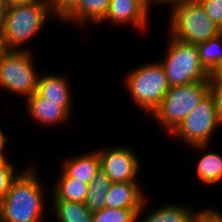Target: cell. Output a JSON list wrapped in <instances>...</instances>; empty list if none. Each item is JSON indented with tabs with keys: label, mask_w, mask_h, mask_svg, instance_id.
<instances>
[{
	"label": "cell",
	"mask_w": 222,
	"mask_h": 222,
	"mask_svg": "<svg viewBox=\"0 0 222 222\" xmlns=\"http://www.w3.org/2000/svg\"><path fill=\"white\" fill-rule=\"evenodd\" d=\"M209 92L210 79L170 87L149 118L157 122L163 133L167 132L169 136Z\"/></svg>",
	"instance_id": "obj_4"
},
{
	"label": "cell",
	"mask_w": 222,
	"mask_h": 222,
	"mask_svg": "<svg viewBox=\"0 0 222 222\" xmlns=\"http://www.w3.org/2000/svg\"><path fill=\"white\" fill-rule=\"evenodd\" d=\"M110 0H79L78 4L60 21L75 24L79 28L85 29V26H99L104 20Z\"/></svg>",
	"instance_id": "obj_15"
},
{
	"label": "cell",
	"mask_w": 222,
	"mask_h": 222,
	"mask_svg": "<svg viewBox=\"0 0 222 222\" xmlns=\"http://www.w3.org/2000/svg\"><path fill=\"white\" fill-rule=\"evenodd\" d=\"M210 91L216 101L219 119L222 123V83H210Z\"/></svg>",
	"instance_id": "obj_27"
},
{
	"label": "cell",
	"mask_w": 222,
	"mask_h": 222,
	"mask_svg": "<svg viewBox=\"0 0 222 222\" xmlns=\"http://www.w3.org/2000/svg\"><path fill=\"white\" fill-rule=\"evenodd\" d=\"M48 18L56 19L51 10L50 0H40L9 8L2 32L6 49L29 50L28 47H24V44L40 34L43 26L50 20Z\"/></svg>",
	"instance_id": "obj_2"
},
{
	"label": "cell",
	"mask_w": 222,
	"mask_h": 222,
	"mask_svg": "<svg viewBox=\"0 0 222 222\" xmlns=\"http://www.w3.org/2000/svg\"><path fill=\"white\" fill-rule=\"evenodd\" d=\"M210 83H222V63L210 74Z\"/></svg>",
	"instance_id": "obj_29"
},
{
	"label": "cell",
	"mask_w": 222,
	"mask_h": 222,
	"mask_svg": "<svg viewBox=\"0 0 222 222\" xmlns=\"http://www.w3.org/2000/svg\"><path fill=\"white\" fill-rule=\"evenodd\" d=\"M26 117L32 119L44 128L56 127L70 120L71 115L61 107V102L46 101L45 98L34 92L26 100ZM46 126V127H45Z\"/></svg>",
	"instance_id": "obj_12"
},
{
	"label": "cell",
	"mask_w": 222,
	"mask_h": 222,
	"mask_svg": "<svg viewBox=\"0 0 222 222\" xmlns=\"http://www.w3.org/2000/svg\"><path fill=\"white\" fill-rule=\"evenodd\" d=\"M207 16L222 29V0H198Z\"/></svg>",
	"instance_id": "obj_24"
},
{
	"label": "cell",
	"mask_w": 222,
	"mask_h": 222,
	"mask_svg": "<svg viewBox=\"0 0 222 222\" xmlns=\"http://www.w3.org/2000/svg\"><path fill=\"white\" fill-rule=\"evenodd\" d=\"M67 159V160H66ZM61 169L72 178L89 184L100 169L97 150L69 156L62 160Z\"/></svg>",
	"instance_id": "obj_16"
},
{
	"label": "cell",
	"mask_w": 222,
	"mask_h": 222,
	"mask_svg": "<svg viewBox=\"0 0 222 222\" xmlns=\"http://www.w3.org/2000/svg\"><path fill=\"white\" fill-rule=\"evenodd\" d=\"M8 141H9V139L6 136L4 130H2L0 128V155H6L7 154L4 151L7 150L6 149V147H7L6 145L8 144Z\"/></svg>",
	"instance_id": "obj_31"
},
{
	"label": "cell",
	"mask_w": 222,
	"mask_h": 222,
	"mask_svg": "<svg viewBox=\"0 0 222 222\" xmlns=\"http://www.w3.org/2000/svg\"><path fill=\"white\" fill-rule=\"evenodd\" d=\"M167 43L165 58L159 61L171 87L210 79V73L201 64L196 45L176 40L170 35Z\"/></svg>",
	"instance_id": "obj_6"
},
{
	"label": "cell",
	"mask_w": 222,
	"mask_h": 222,
	"mask_svg": "<svg viewBox=\"0 0 222 222\" xmlns=\"http://www.w3.org/2000/svg\"><path fill=\"white\" fill-rule=\"evenodd\" d=\"M197 222H222V212L216 208H202Z\"/></svg>",
	"instance_id": "obj_26"
},
{
	"label": "cell",
	"mask_w": 222,
	"mask_h": 222,
	"mask_svg": "<svg viewBox=\"0 0 222 222\" xmlns=\"http://www.w3.org/2000/svg\"><path fill=\"white\" fill-rule=\"evenodd\" d=\"M7 51L5 44H4V39L2 37V34H0V58L3 56V54Z\"/></svg>",
	"instance_id": "obj_33"
},
{
	"label": "cell",
	"mask_w": 222,
	"mask_h": 222,
	"mask_svg": "<svg viewBox=\"0 0 222 222\" xmlns=\"http://www.w3.org/2000/svg\"><path fill=\"white\" fill-rule=\"evenodd\" d=\"M139 209L108 208L93 213V222H137Z\"/></svg>",
	"instance_id": "obj_22"
},
{
	"label": "cell",
	"mask_w": 222,
	"mask_h": 222,
	"mask_svg": "<svg viewBox=\"0 0 222 222\" xmlns=\"http://www.w3.org/2000/svg\"><path fill=\"white\" fill-rule=\"evenodd\" d=\"M148 197L143 201L141 208L137 214V222H197L200 209L195 210L192 206L182 203L167 202L163 205L153 206L154 208L148 209ZM157 207V208H155ZM144 209L147 211L144 212ZM145 213V214H143ZM143 215V218H142Z\"/></svg>",
	"instance_id": "obj_11"
},
{
	"label": "cell",
	"mask_w": 222,
	"mask_h": 222,
	"mask_svg": "<svg viewBox=\"0 0 222 222\" xmlns=\"http://www.w3.org/2000/svg\"><path fill=\"white\" fill-rule=\"evenodd\" d=\"M220 126L216 101L210 91L169 135L188 147L212 144L211 139Z\"/></svg>",
	"instance_id": "obj_8"
},
{
	"label": "cell",
	"mask_w": 222,
	"mask_h": 222,
	"mask_svg": "<svg viewBox=\"0 0 222 222\" xmlns=\"http://www.w3.org/2000/svg\"><path fill=\"white\" fill-rule=\"evenodd\" d=\"M33 51L7 50L0 58V88L27 99L37 89L39 71L34 67Z\"/></svg>",
	"instance_id": "obj_7"
},
{
	"label": "cell",
	"mask_w": 222,
	"mask_h": 222,
	"mask_svg": "<svg viewBox=\"0 0 222 222\" xmlns=\"http://www.w3.org/2000/svg\"><path fill=\"white\" fill-rule=\"evenodd\" d=\"M140 183L112 182L106 194L105 207L114 209H140L146 196H148Z\"/></svg>",
	"instance_id": "obj_14"
},
{
	"label": "cell",
	"mask_w": 222,
	"mask_h": 222,
	"mask_svg": "<svg viewBox=\"0 0 222 222\" xmlns=\"http://www.w3.org/2000/svg\"><path fill=\"white\" fill-rule=\"evenodd\" d=\"M151 13L137 0H110L107 14L100 23H110L117 26L133 27L137 32L147 31Z\"/></svg>",
	"instance_id": "obj_10"
},
{
	"label": "cell",
	"mask_w": 222,
	"mask_h": 222,
	"mask_svg": "<svg viewBox=\"0 0 222 222\" xmlns=\"http://www.w3.org/2000/svg\"><path fill=\"white\" fill-rule=\"evenodd\" d=\"M37 170L30 164L12 182L0 202V222H46L47 185L43 184Z\"/></svg>",
	"instance_id": "obj_1"
},
{
	"label": "cell",
	"mask_w": 222,
	"mask_h": 222,
	"mask_svg": "<svg viewBox=\"0 0 222 222\" xmlns=\"http://www.w3.org/2000/svg\"><path fill=\"white\" fill-rule=\"evenodd\" d=\"M196 46L201 64L211 74L222 63V32Z\"/></svg>",
	"instance_id": "obj_21"
},
{
	"label": "cell",
	"mask_w": 222,
	"mask_h": 222,
	"mask_svg": "<svg viewBox=\"0 0 222 222\" xmlns=\"http://www.w3.org/2000/svg\"><path fill=\"white\" fill-rule=\"evenodd\" d=\"M14 161H9L3 168H0V202L4 199L12 182L19 176V174L25 169L18 172Z\"/></svg>",
	"instance_id": "obj_23"
},
{
	"label": "cell",
	"mask_w": 222,
	"mask_h": 222,
	"mask_svg": "<svg viewBox=\"0 0 222 222\" xmlns=\"http://www.w3.org/2000/svg\"><path fill=\"white\" fill-rule=\"evenodd\" d=\"M59 171L60 176L51 188V199L84 203L89 189L88 184L69 177L61 168Z\"/></svg>",
	"instance_id": "obj_18"
},
{
	"label": "cell",
	"mask_w": 222,
	"mask_h": 222,
	"mask_svg": "<svg viewBox=\"0 0 222 222\" xmlns=\"http://www.w3.org/2000/svg\"><path fill=\"white\" fill-rule=\"evenodd\" d=\"M78 2L79 0H50L52 13L60 22Z\"/></svg>",
	"instance_id": "obj_25"
},
{
	"label": "cell",
	"mask_w": 222,
	"mask_h": 222,
	"mask_svg": "<svg viewBox=\"0 0 222 222\" xmlns=\"http://www.w3.org/2000/svg\"><path fill=\"white\" fill-rule=\"evenodd\" d=\"M188 1H192V0H149V2L151 3V10L152 7L156 6H164L166 5L167 7H169L170 9L178 4L181 3H186Z\"/></svg>",
	"instance_id": "obj_28"
},
{
	"label": "cell",
	"mask_w": 222,
	"mask_h": 222,
	"mask_svg": "<svg viewBox=\"0 0 222 222\" xmlns=\"http://www.w3.org/2000/svg\"><path fill=\"white\" fill-rule=\"evenodd\" d=\"M102 168L112 182H140L141 163L139 156L130 146H108L96 149Z\"/></svg>",
	"instance_id": "obj_9"
},
{
	"label": "cell",
	"mask_w": 222,
	"mask_h": 222,
	"mask_svg": "<svg viewBox=\"0 0 222 222\" xmlns=\"http://www.w3.org/2000/svg\"><path fill=\"white\" fill-rule=\"evenodd\" d=\"M210 146L211 144H201L190 147L195 151L197 150V152H203L197 162L195 173L198 180L205 185H213L222 180V154L217 151H210ZM206 149L209 152H206Z\"/></svg>",
	"instance_id": "obj_17"
},
{
	"label": "cell",
	"mask_w": 222,
	"mask_h": 222,
	"mask_svg": "<svg viewBox=\"0 0 222 222\" xmlns=\"http://www.w3.org/2000/svg\"><path fill=\"white\" fill-rule=\"evenodd\" d=\"M40 0H4L7 8L16 7L22 4L30 3V2H36Z\"/></svg>",
	"instance_id": "obj_32"
},
{
	"label": "cell",
	"mask_w": 222,
	"mask_h": 222,
	"mask_svg": "<svg viewBox=\"0 0 222 222\" xmlns=\"http://www.w3.org/2000/svg\"><path fill=\"white\" fill-rule=\"evenodd\" d=\"M137 1H139L150 12L151 3L149 2V0H137Z\"/></svg>",
	"instance_id": "obj_35"
},
{
	"label": "cell",
	"mask_w": 222,
	"mask_h": 222,
	"mask_svg": "<svg viewBox=\"0 0 222 222\" xmlns=\"http://www.w3.org/2000/svg\"><path fill=\"white\" fill-rule=\"evenodd\" d=\"M112 181L106 172L100 168L94 179L88 184V192L84 201L85 207L91 212H97L105 207L106 194Z\"/></svg>",
	"instance_id": "obj_19"
},
{
	"label": "cell",
	"mask_w": 222,
	"mask_h": 222,
	"mask_svg": "<svg viewBox=\"0 0 222 222\" xmlns=\"http://www.w3.org/2000/svg\"><path fill=\"white\" fill-rule=\"evenodd\" d=\"M10 160L7 159V156L0 155V168H3Z\"/></svg>",
	"instance_id": "obj_34"
},
{
	"label": "cell",
	"mask_w": 222,
	"mask_h": 222,
	"mask_svg": "<svg viewBox=\"0 0 222 222\" xmlns=\"http://www.w3.org/2000/svg\"><path fill=\"white\" fill-rule=\"evenodd\" d=\"M50 205L57 222H93V213L84 203L53 200Z\"/></svg>",
	"instance_id": "obj_20"
},
{
	"label": "cell",
	"mask_w": 222,
	"mask_h": 222,
	"mask_svg": "<svg viewBox=\"0 0 222 222\" xmlns=\"http://www.w3.org/2000/svg\"><path fill=\"white\" fill-rule=\"evenodd\" d=\"M125 87L132 103L148 117L170 90L165 70L160 61L144 63L125 75Z\"/></svg>",
	"instance_id": "obj_3"
},
{
	"label": "cell",
	"mask_w": 222,
	"mask_h": 222,
	"mask_svg": "<svg viewBox=\"0 0 222 222\" xmlns=\"http://www.w3.org/2000/svg\"><path fill=\"white\" fill-rule=\"evenodd\" d=\"M7 10L8 8L4 0H0V34H2L3 29H4Z\"/></svg>",
	"instance_id": "obj_30"
},
{
	"label": "cell",
	"mask_w": 222,
	"mask_h": 222,
	"mask_svg": "<svg viewBox=\"0 0 222 222\" xmlns=\"http://www.w3.org/2000/svg\"><path fill=\"white\" fill-rule=\"evenodd\" d=\"M70 81L67 76L61 74L39 75L36 92L46 101L61 102L71 116L74 111V102Z\"/></svg>",
	"instance_id": "obj_13"
},
{
	"label": "cell",
	"mask_w": 222,
	"mask_h": 222,
	"mask_svg": "<svg viewBox=\"0 0 222 222\" xmlns=\"http://www.w3.org/2000/svg\"><path fill=\"white\" fill-rule=\"evenodd\" d=\"M169 10L167 33L176 40L197 45L222 32L198 0L178 4Z\"/></svg>",
	"instance_id": "obj_5"
}]
</instances>
